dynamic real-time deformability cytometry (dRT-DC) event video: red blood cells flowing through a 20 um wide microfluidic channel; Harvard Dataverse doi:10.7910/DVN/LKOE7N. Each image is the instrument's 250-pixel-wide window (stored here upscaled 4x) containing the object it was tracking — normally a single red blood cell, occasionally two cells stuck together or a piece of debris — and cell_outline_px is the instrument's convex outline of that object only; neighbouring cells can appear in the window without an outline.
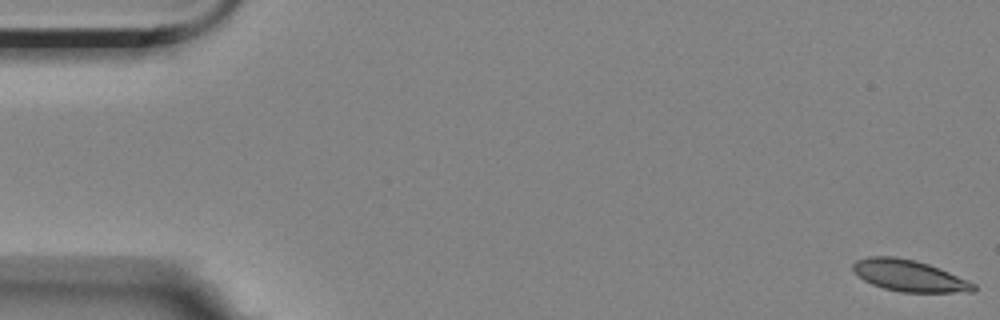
{"species": "Egyptian fruit bat (a non-hibernating species)", "species_latin": "Rousettus aegyptiacus", "temperature_condition": "room temperature", "stored_images_in_passage": 4, "camera_frame_rate_fps": 3000, "um_per_image_px": 0.085, "animal": {"sex": "female"}, "frame": {"image": 1, "passage_image": 1, "time_ms": 0.0, "image_size_px": [1000, 320], "cell_outline_px": [[976, 288], [972, 292], [900, 292], [884, 288], [872, 284], [864, 280], [852, 272], [852, 264], [856, 260], [868, 256], [896, 256], [916, 260], [940, 268], [968, 280], [976, 284]], "centroid_in_image_um": [77.26, 23.42], "position_along_channel_um": 7.7, "area_um2": 22.31}}